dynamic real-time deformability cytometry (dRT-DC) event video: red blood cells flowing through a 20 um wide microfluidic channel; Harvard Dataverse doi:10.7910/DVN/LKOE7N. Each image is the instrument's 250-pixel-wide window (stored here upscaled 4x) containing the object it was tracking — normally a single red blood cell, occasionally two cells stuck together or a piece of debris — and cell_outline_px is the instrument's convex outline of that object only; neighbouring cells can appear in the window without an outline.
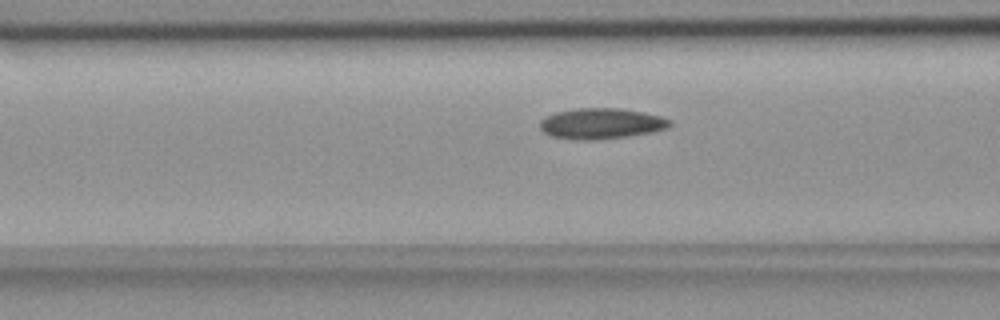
{"species": "common noctule bat (a hibernating species)", "species_latin": "Nyctalus noctula", "temperature_condition": "room temperature", "stored_images_in_passage": 46, "camera_frame_rate_fps": 3000, "um_per_image_px": 0.085, "animal": {"sex": "female", "body_mass_g": 18.4}, "frame": {"image": 1, "passage_image": 19, "time_ms": 6.0, "image_size_px": [1000, 320], "cell_outline_px": [[672, 124], [668, 128], [652, 132], [628, 136], [600, 140], [576, 140], [552, 136], [544, 132], [540, 128], [540, 120], [556, 112], [576, 108], [620, 108], [660, 116], [672, 120]], "centroid_in_image_um": [51.12, 10.51], "position_along_channel_um": 115.5, "area_um2": 23.29}}
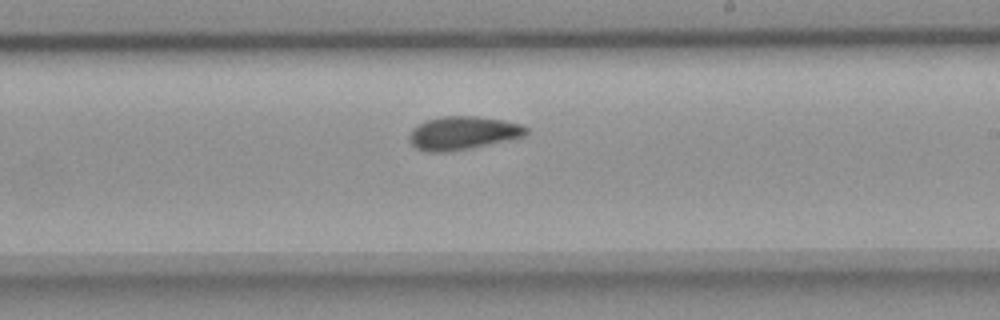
{"frame": {"image": 2, "passage_image": 30, "time_ms": 9.667, "image_size_px": [1000, 320], "cell_outline_px": [[528, 132], [524, 136], [508, 140], [472, 148], [448, 152], [424, 152], [416, 148], [408, 140], [408, 136], [412, 128], [416, 124], [424, 120], [444, 116], [476, 116], [504, 120], [520, 124], [528, 128]], "centroid_in_image_um": [39.29, 11.31], "position_along_channel_um": 249.7, "area_um2": 23.0}}
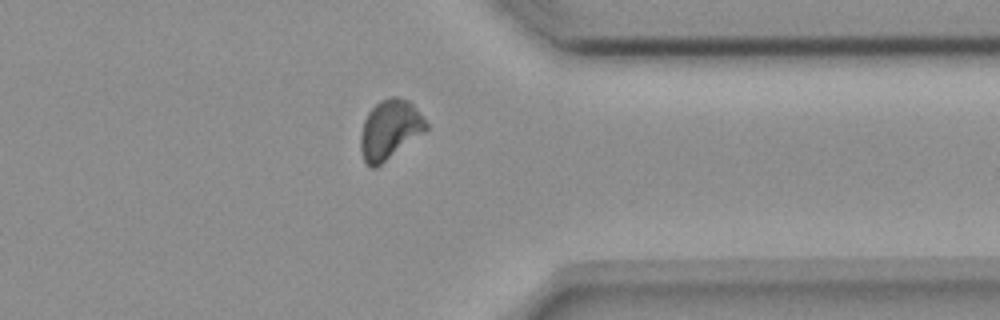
{"frame": {"image": 3, "passage_image": 41, "time_ms": 13.333, "image_size_px": [1000, 320], "cell_outline_px": [[428, 128], [424, 132], [376, 168], [372, 168], [364, 160], [360, 152], [360, 136], [364, 120], [368, 112], [380, 100], [392, 96], [396, 96], [408, 100], [416, 108], [428, 124]], "centroid_in_image_um": [33.12, 11.01], "position_along_channel_um": 378.3, "area_um2": 22.54}}